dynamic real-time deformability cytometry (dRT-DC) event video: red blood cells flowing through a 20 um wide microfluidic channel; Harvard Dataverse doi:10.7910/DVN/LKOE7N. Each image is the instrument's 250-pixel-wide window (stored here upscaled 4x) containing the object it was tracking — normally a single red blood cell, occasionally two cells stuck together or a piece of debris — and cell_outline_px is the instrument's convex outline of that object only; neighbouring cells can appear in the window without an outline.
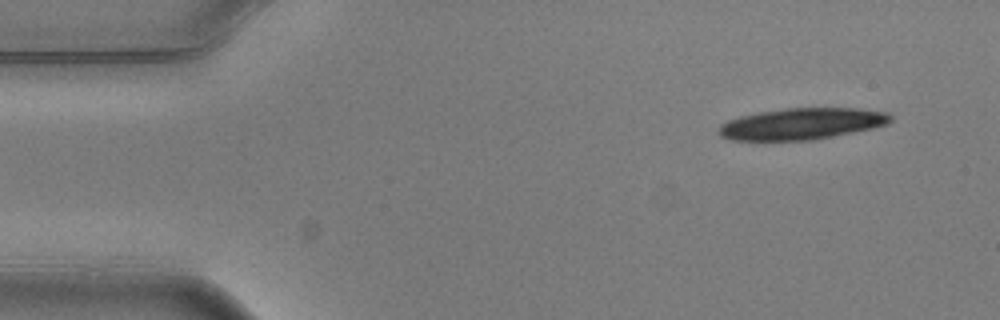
{"species": "common noctule bat (a hibernating species)", "species_latin": "Nyctalus noctula", "temperature_condition": "warm", "stored_images_in_passage": 4, "camera_frame_rate_fps": 3000, "um_per_image_px": 0.085, "animal": {"sex": "male", "body_mass_g": 20.5, "forearm_length_mm": 52.5}, "frame": {"image": 1, "passage_image": 1, "time_ms": 0.0, "image_size_px": [1000, 320], "cell_outline_px": [[892, 120], [888, 124], [872, 128], [812, 140], [728, 140], [720, 136], [716, 132], [720, 124], [728, 120], [740, 116], [760, 112], [788, 108], [856, 108], [888, 112], [892, 116]], "centroid_in_image_um": [68.12, 10.52], "position_along_channel_um": 16.9, "area_um2": 31.5}}
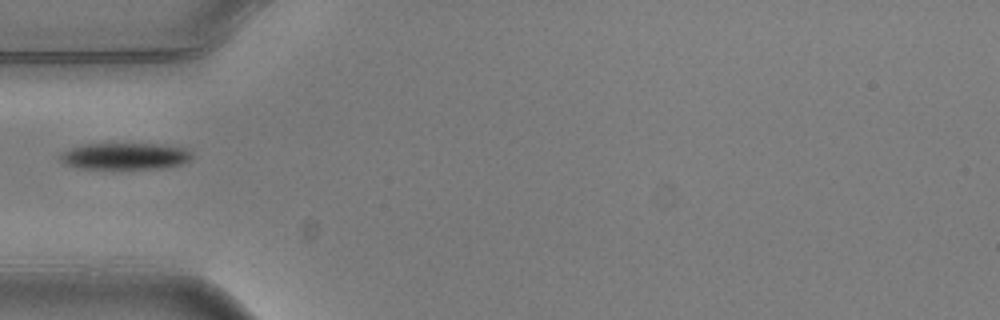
{"frame": {"image": 2, "passage_image": 4, "time_ms": 1.0, "image_size_px": [1000, 320], "cell_outline_px": [[196, 156], [192, 160], [180, 164], [160, 168], [80, 168], [68, 164], [60, 160], [60, 152], [84, 144], [160, 144], [188, 148]], "centroid_in_image_um": [10.72, 13.26], "position_along_channel_um": 74.3, "area_um2": 20.4}}